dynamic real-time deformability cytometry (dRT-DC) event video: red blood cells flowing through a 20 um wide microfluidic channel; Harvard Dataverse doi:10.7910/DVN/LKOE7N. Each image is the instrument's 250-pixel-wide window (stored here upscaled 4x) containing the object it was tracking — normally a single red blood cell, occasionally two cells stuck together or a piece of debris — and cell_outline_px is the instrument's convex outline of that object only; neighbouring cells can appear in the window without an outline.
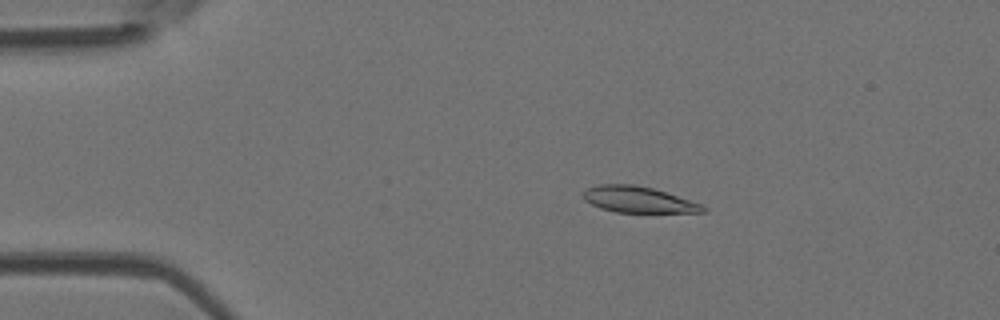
{"species": "Egyptian fruit bat (a non-hibernating species)", "species_latin": "Rousettus aegyptiacus", "temperature_condition": "room temperature", "stored_images_in_passage": 47, "camera_frame_rate_fps": 3000, "um_per_image_px": 0.085, "animal": {"sex": "female"}, "frame": {"image": 1, "passage_image": 8, "time_ms": 2.333, "image_size_px": [1000, 320], "cell_outline_px": [[708, 208], [704, 212], [616, 212], [600, 208], [584, 200], [584, 192], [588, 188], [600, 184], [636, 184], [652, 188], [700, 204]], "centroid_in_image_um": [54.22, 16.96], "position_along_channel_um": 30.8, "area_um2": 17.86}}
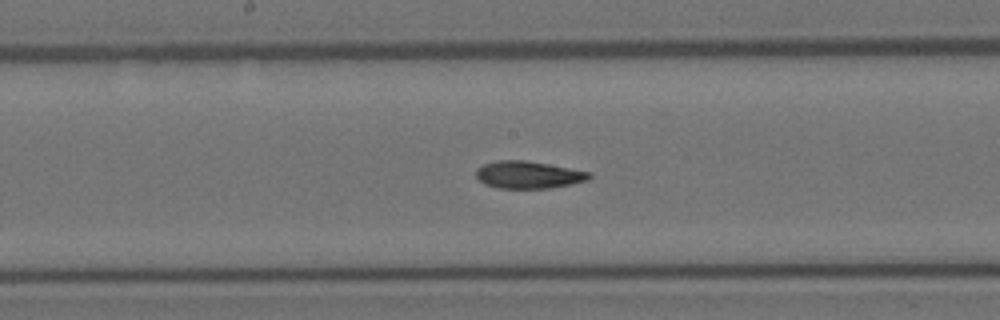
{"frame": {"image": 2, "passage_image": 24, "time_ms": 7.667, "image_size_px": [1000, 320], "cell_outline_px": [[592, 176], [588, 180], [548, 188], [496, 188], [484, 184], [476, 176], [476, 168], [484, 164], [496, 160], [524, 160], [548, 164], [592, 172]], "centroid_in_image_um": [44.89, 14.85], "position_along_channel_um": 203.3, "area_um2": 17.98}}
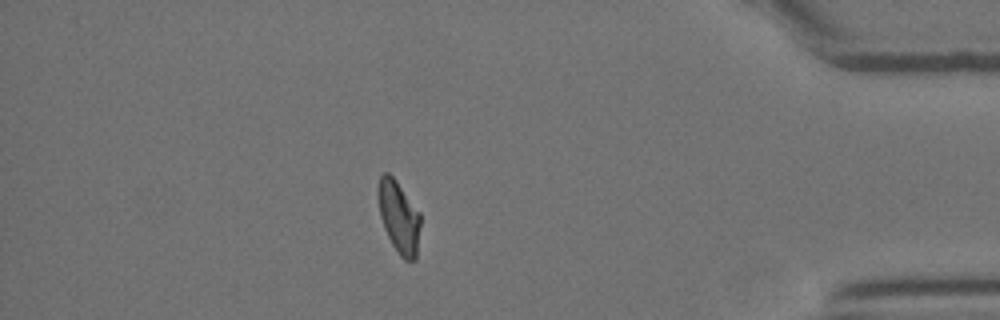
{"frame": {"image": 3, "passage_image": 41, "time_ms": 13.333, "image_size_px": [1000, 320], "cell_outline_px": [[420, 224], [416, 260], [404, 260], [400, 256], [392, 244], [384, 228], [380, 216], [376, 192], [380, 176], [384, 172], [388, 172], [396, 180], [420, 212]], "centroid_in_image_um": [33.89, 18.42], "position_along_channel_um": 401.3, "area_um2": 17.92}, "authors_computed_cell_mechanics": {"area_um2": 18.3226, "velocity_mm_per_s": 4.2074, "shape_relaxation_time_tau1_ms": 5.9338, "shape_relaxation_time_tau2_ms": 3.1979, "deformation_change_tau1": 0.1895, "deformation_change_tau2": 0.077}}